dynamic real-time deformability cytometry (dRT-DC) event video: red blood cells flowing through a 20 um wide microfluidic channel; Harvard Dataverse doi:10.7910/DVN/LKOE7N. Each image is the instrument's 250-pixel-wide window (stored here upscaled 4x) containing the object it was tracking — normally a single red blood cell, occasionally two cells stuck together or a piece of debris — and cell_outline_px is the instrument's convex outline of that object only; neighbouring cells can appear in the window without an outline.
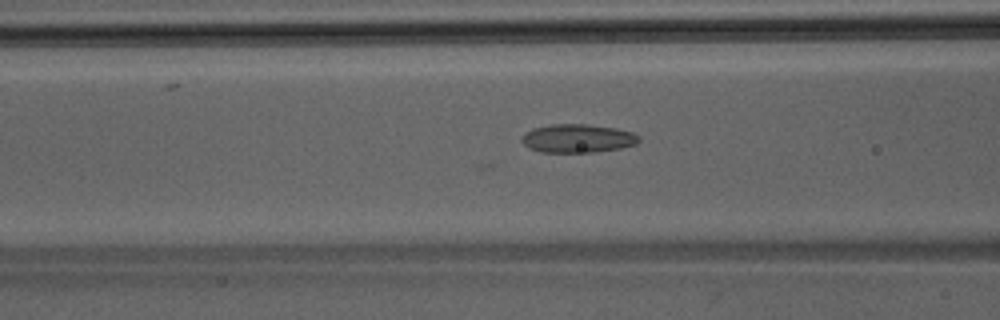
{"species": "Egyptian fruit bat (a non-hibernating species)", "species_latin": "Rousettus aegyptiacus", "temperature_condition": "room temperature", "stored_images_in_passage": 9, "camera_frame_rate_fps": 3000, "um_per_image_px": 0.085, "animal": {"sex": "male"}, "frame": {"image": 1, "passage_image": 7, "time_ms": 2.0, "image_size_px": [1000, 320], "cell_outline_px": [[640, 140], [636, 144], [620, 148], [596, 152], [540, 152], [528, 148], [520, 140], [524, 132], [532, 128], [552, 124], [588, 124], [616, 128], [632, 132], [640, 136]], "centroid_in_image_um": [49.08, 11.76], "position_along_channel_um": 117.5, "area_um2": 19.65}}